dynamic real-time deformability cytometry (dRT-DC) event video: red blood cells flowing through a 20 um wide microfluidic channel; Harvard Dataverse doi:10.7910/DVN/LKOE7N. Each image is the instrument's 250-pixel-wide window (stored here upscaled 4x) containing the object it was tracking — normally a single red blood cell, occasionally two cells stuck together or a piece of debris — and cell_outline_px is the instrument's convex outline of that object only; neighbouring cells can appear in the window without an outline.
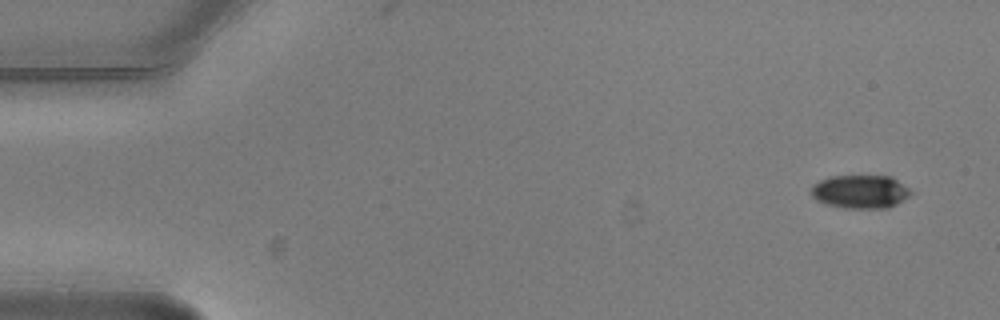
{"species": "common noctule bat (a hibernating species)", "species_latin": "Nyctalus noctula", "temperature_condition": "warm", "stored_images_in_passage": 5, "camera_frame_rate_fps": 3000, "um_per_image_px": 0.085, "animal": {"sex": "male", "body_mass_g": 20.5, "forearm_length_mm": 52.5}, "frame": {"image": 1, "passage_image": 1, "time_ms": 0.0, "image_size_px": [1000, 320], "cell_outline_px": [[912, 192], [908, 196], [896, 204], [888, 208], [844, 208], [828, 204], [816, 200], [812, 196], [812, 184], [820, 180], [832, 176], [892, 176], [908, 188]], "centroid_in_image_um": [73.12, 16.29], "position_along_channel_um": 11.9, "area_um2": 19.25}}